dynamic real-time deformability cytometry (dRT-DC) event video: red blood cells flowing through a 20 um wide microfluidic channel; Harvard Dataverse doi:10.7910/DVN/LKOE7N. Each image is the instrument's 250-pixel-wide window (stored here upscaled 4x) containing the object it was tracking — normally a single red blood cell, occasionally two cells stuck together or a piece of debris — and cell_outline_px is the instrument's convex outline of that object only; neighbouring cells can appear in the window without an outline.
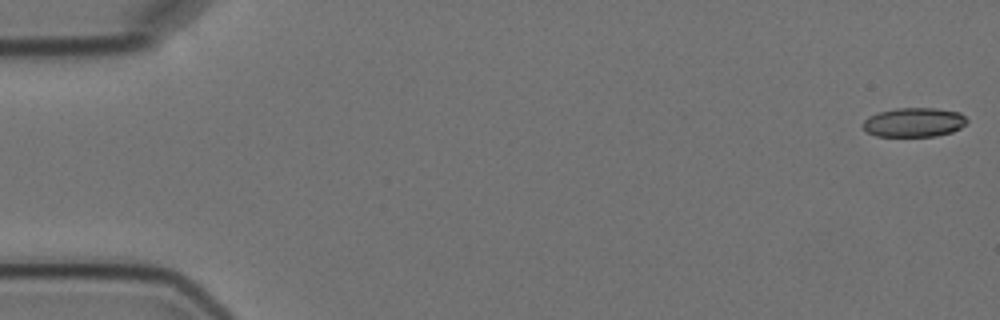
{"species": "Egyptian fruit bat (a non-hibernating species)", "species_latin": "Rousettus aegyptiacus", "temperature_condition": "cold", "stored_images_in_passage": 6, "camera_frame_rate_fps": 3000, "um_per_image_px": 0.085, "animal": {"sex": "female"}, "frame": {"image": 1, "passage_image": 1, "time_ms": 0.0, "image_size_px": [1000, 320], "cell_outline_px": [[968, 120], [960, 128], [952, 132], [936, 136], [876, 136], [868, 132], [860, 124], [868, 116], [880, 112], [896, 108], [936, 108], [960, 112]], "centroid_in_image_um": [77.68, 10.39], "position_along_channel_um": 7.3, "area_um2": 17.74}}